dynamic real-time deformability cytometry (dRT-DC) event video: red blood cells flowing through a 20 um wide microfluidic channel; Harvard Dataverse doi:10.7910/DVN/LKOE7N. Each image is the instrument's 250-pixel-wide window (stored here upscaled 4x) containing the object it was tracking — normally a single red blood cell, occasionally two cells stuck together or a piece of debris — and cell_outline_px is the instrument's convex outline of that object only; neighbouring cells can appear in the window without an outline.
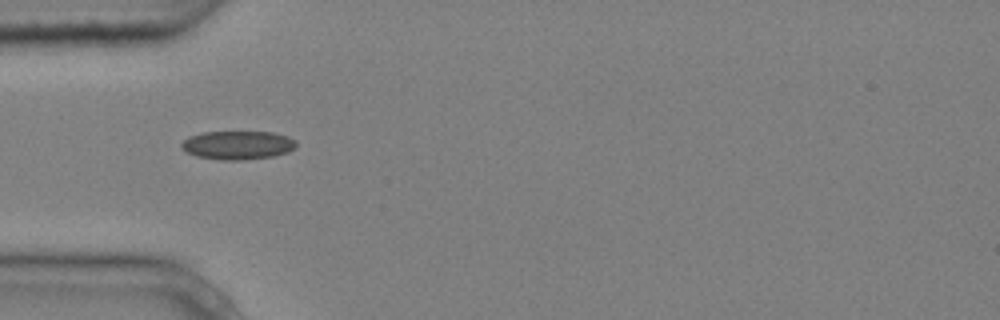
{"species": "common noctule bat (a hibernating species)", "species_latin": "Nyctalus noctula", "temperature_condition": "cold", "stored_images_in_passage": 1, "camera_frame_rate_fps": 3000, "um_per_image_px": 0.085, "animal": {"sex": "male", "body_mass_g": 20.4}, "frame": {"image": 1, "passage_image": 1, "time_ms": 0.0, "image_size_px": [1000, 320], "cell_outline_px": [[296, 148], [288, 152], [272, 156], [244, 160], [220, 160], [196, 156], [184, 152], [180, 148], [180, 144], [188, 136], [204, 132], [272, 132], [288, 136], [296, 140]], "centroid_in_image_um": [20.18, 12.34], "position_along_channel_um": 64.8, "area_um2": 19.36}}